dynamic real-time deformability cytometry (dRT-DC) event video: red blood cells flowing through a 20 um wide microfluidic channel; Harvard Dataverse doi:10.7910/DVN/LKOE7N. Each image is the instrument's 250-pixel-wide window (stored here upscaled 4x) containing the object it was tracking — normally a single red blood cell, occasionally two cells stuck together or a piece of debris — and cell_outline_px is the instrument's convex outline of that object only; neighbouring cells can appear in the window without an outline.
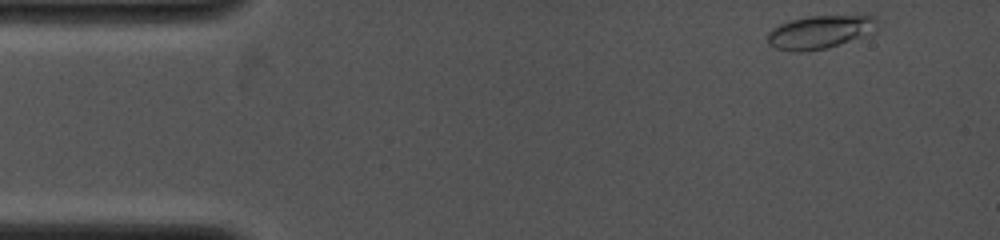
{"species": "common noctule bat (a hibernating species)", "species_latin": "Nyctalus noctula", "temperature_condition": "cold", "stored_images_in_passage": 43, "camera_frame_rate_fps": 4000, "um_per_image_px": 0.085, "animal": {"sex": "female", "body_mass_g": 19.0, "forearm_length_mm": 53.3}, "frame": {"image": 1, "passage_image": 1, "time_ms": 0.0, "image_size_px": [1000, 240], "cell_outline_px": [[880, 24], [876, 32], [872, 36], [828, 48], [800, 52], [788, 52], [776, 48], [768, 44], [768, 32], [772, 28], [780, 24], [792, 20], [808, 16], [864, 12], [880, 20]], "centroid_in_image_um": [69.89, 2.68], "position_along_channel_um": 15.1, "area_um2": 22.89}}
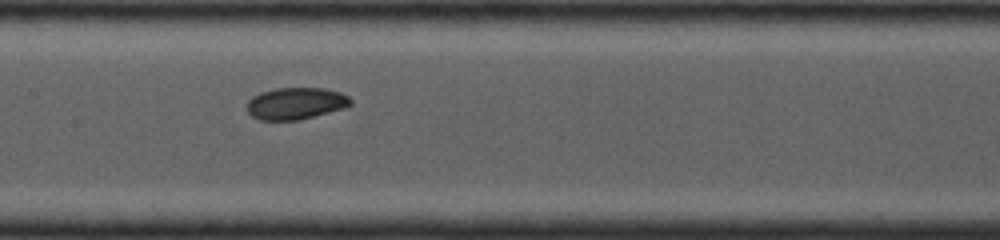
{"frame": {"image": 2, "passage_image": 32, "time_ms": 6.0, "image_size_px": [1000, 240], "cell_outline_px": [[352, 104], [344, 108], [300, 120], [260, 120], [252, 116], [248, 112], [248, 100], [252, 96], [260, 92], [276, 88], [324, 88], [340, 92], [348, 96], [352, 100]], "centroid_in_image_um": [25.14, 8.79], "position_along_channel_um": 182.3, "area_um2": 19.31}}
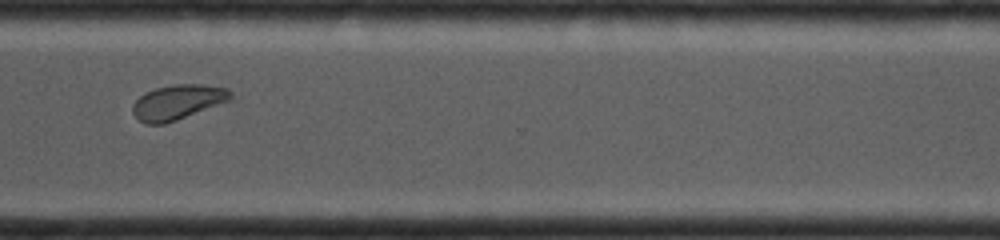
{"frame": {"image": 3, "passage_image": 42, "time_ms": 10.0, "image_size_px": [1000, 240], "cell_outline_px": [[232, 100], [176, 120], [164, 124], [144, 124], [132, 112], [132, 104], [144, 92], [156, 88], [172, 84], [204, 84], [228, 88], [232, 92]], "centroid_in_image_um": [15.12, 8.67], "position_along_channel_um": 355.5, "area_um2": 20.06}}